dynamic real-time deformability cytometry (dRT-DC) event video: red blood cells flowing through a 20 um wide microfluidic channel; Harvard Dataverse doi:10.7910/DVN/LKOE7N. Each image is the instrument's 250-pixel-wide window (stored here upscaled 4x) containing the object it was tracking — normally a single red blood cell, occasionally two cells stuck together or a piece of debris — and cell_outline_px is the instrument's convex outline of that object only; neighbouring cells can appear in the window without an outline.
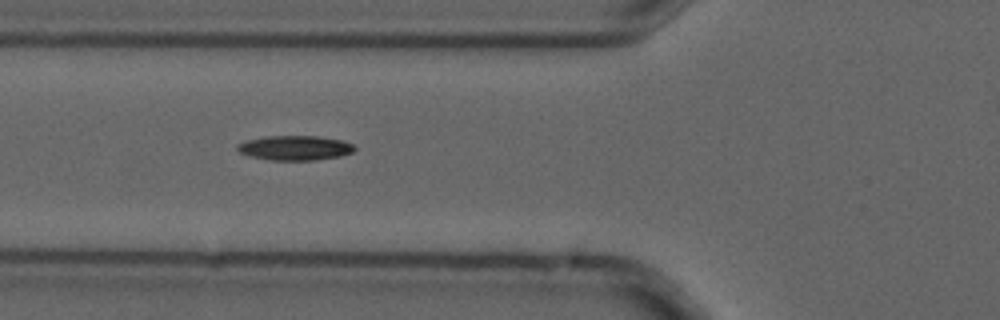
{"species": "common noctule bat (a hibernating species)", "species_latin": "Nyctalus noctula", "temperature_condition": "cold", "stored_images_in_passage": 10, "camera_frame_rate_fps": 3000, "um_per_image_px": 0.085, "animal": {"sex": "male", "forearm_length_mm": 52.5}, "frame": {"image": 1, "passage_image": 5, "time_ms": 1.333, "image_size_px": [1000, 320], "cell_outline_px": [[356, 148], [352, 152], [340, 156], [316, 160], [272, 160], [248, 156], [240, 152], [236, 148], [236, 144], [248, 140], [264, 136], [316, 136], [344, 140], [352, 144]], "centroid_in_image_um": [25.06, 12.57], "position_along_channel_um": 100.7, "area_um2": 16.88}}
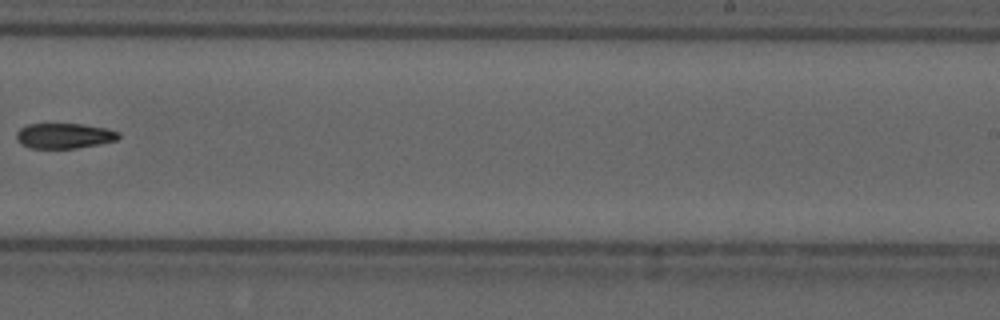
{"frame": {"image": 2, "passage_image": 9, "time_ms": 2.667, "image_size_px": [1000, 320], "cell_outline_px": [[120, 136], [116, 140], [100, 144], [76, 148], [28, 148], [20, 144], [16, 140], [16, 132], [20, 128], [28, 124], [84, 124], [108, 128], [120, 132]], "centroid_in_image_um": [5.45, 11.54], "position_along_channel_um": 283.5, "area_um2": 15.26}}
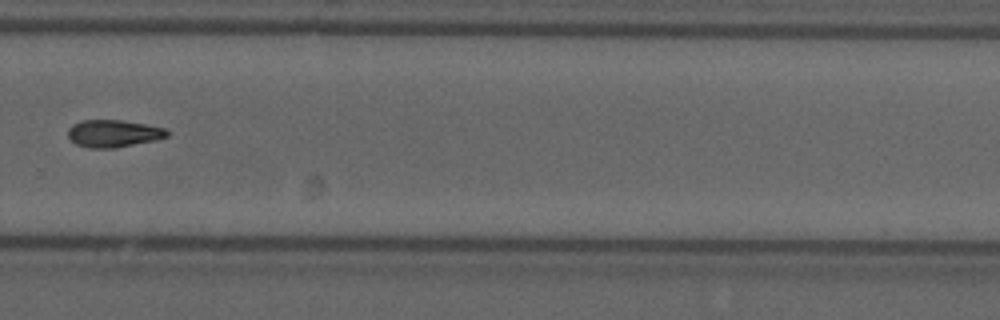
{"frame": {"image": 3, "passage_image": 10, "time_ms": 3.0, "image_size_px": [1000, 320], "cell_outline_px": [[168, 136], [156, 140], [112, 148], [88, 148], [76, 144], [68, 136], [68, 128], [72, 124], [80, 120], [120, 120], [144, 124], [164, 128], [168, 132]], "centroid_in_image_um": [9.6, 11.34], "position_along_channel_um": 320.2, "area_um2": 15.66}}